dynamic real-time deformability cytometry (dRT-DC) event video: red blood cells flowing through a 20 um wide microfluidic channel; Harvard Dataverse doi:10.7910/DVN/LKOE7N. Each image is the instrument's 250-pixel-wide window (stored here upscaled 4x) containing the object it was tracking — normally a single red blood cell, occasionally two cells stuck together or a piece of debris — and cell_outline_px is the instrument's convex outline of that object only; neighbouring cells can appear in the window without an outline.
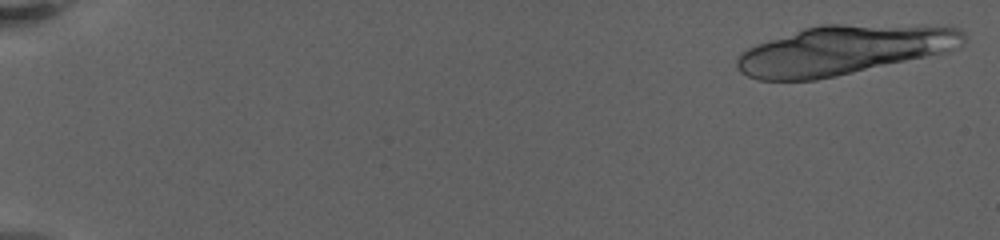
{"species": "human", "species_latin": "Homo sapiens", "temperature_condition": "warm", "stored_images_in_passage": 9, "camera_frame_rate_fps": 3000, "um_per_image_px": 0.085, "donor": {"sex": "female"}, "frame": {"image": 1, "passage_image": 1, "time_ms": 0.0, "image_size_px": [1000, 240], "cell_outline_px": [[964, 44], [960, 48], [948, 52], [836, 76], [816, 80], [760, 80], [748, 76], [740, 72], [736, 64], [736, 60], [748, 48], [804, 28], [824, 24], [840, 24], [956, 28], [964, 32]], "centroid_in_image_um": [71.71, 4.28], "position_along_channel_um": 13.3, "area_um2": 63.98}}
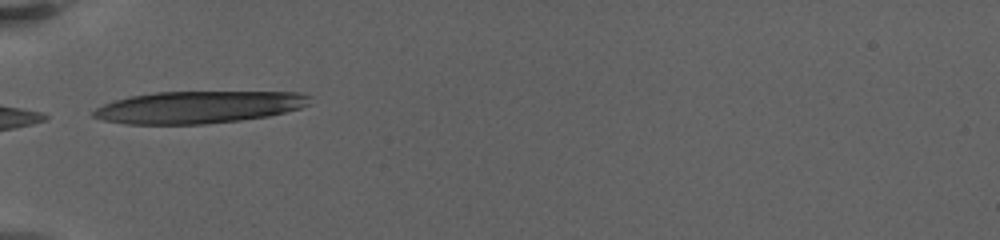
{"frame": {"image": 2, "passage_image": 8, "time_ms": 7.333, "image_size_px": [1000, 240], "cell_outline_px": [[312, 96], [308, 104], [300, 108], [268, 116], [240, 120], [204, 124], [128, 124], [104, 120], [92, 116], [92, 112], [96, 108], [112, 100], [128, 96], [156, 92], [296, 92]], "centroid_in_image_um": [16.85, 9.1], "position_along_channel_um": 68.2, "area_um2": 40.52}}